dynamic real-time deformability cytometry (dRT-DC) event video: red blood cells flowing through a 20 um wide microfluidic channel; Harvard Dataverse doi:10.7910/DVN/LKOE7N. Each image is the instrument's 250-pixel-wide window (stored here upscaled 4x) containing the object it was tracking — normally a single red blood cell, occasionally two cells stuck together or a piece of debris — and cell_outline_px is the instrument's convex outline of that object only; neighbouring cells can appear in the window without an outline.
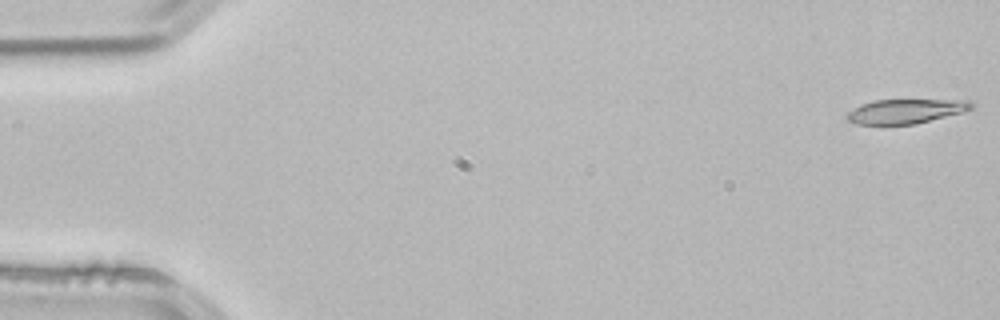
{"species": "common noctule bat (a hibernating species)", "species_latin": "Nyctalus noctula", "temperature_condition": "room temperature", "stored_images_in_passage": 4, "segment_of_instrument_passage": [2, 2], "camera_frame_rate_fps": 3000, "um_per_image_px": 0.085, "animal": {"sex": "male", "body_mass_g": 21.5, "forearm_length_mm": 52.0}, "frame": {"image": 1, "passage_image": 4, "time_ms": 1.0, "image_size_px": [1000, 320], "cell_outline_px": [[976, 104], [972, 108], [964, 112], [916, 124], [856, 124], [848, 120], [844, 116], [848, 112], [860, 104], [876, 100], [972, 100]], "centroid_in_image_um": [77.02, 9.45], "position_along_channel_um": 8.0, "area_um2": 17.8}}